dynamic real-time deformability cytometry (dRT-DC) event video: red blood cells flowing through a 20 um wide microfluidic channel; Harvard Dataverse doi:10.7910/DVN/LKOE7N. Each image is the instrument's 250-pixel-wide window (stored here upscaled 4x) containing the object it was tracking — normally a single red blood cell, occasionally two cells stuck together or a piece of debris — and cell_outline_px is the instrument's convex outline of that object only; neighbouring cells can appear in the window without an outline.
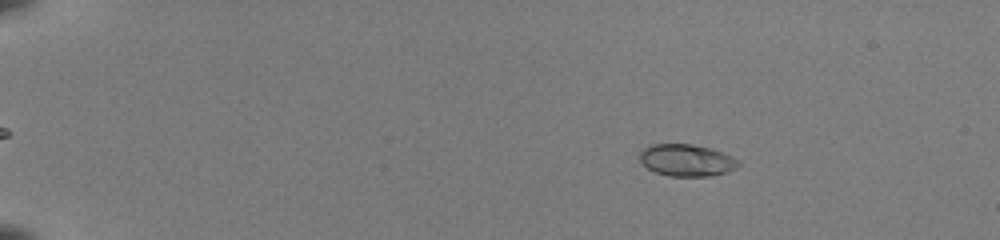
{"species": "common noctule bat (a hibernating species)", "species_latin": "Nyctalus noctula", "temperature_condition": "room temperature", "stored_images_in_passage": 51, "camera_frame_rate_fps": 3000, "um_per_image_px": 0.085, "animal": {"sex": "female", "body_mass_g": 22.0, "forearm_length_mm": 56.7}, "frame": {"image": 1, "passage_image": 8, "time_ms": 2.333, "image_size_px": [1000, 240], "cell_outline_px": [[740, 164], [736, 168], [728, 172], [712, 176], [668, 176], [656, 172], [648, 168], [640, 160], [640, 152], [648, 144], [692, 144], [712, 148], [724, 152], [740, 160]], "centroid_in_image_um": [58.41, 13.61], "position_along_channel_um": 26.6, "area_um2": 18.61}}
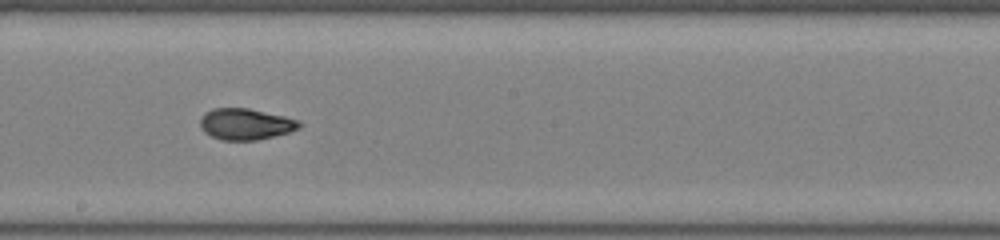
{"frame": {"image": 2, "passage_image": 31, "time_ms": 10.0, "image_size_px": [1000, 240], "cell_outline_px": [[300, 128], [288, 132], [256, 140], [224, 140], [212, 136], [204, 132], [200, 128], [200, 120], [204, 112], [212, 108], [248, 108], [284, 116], [300, 120]], "centroid_in_image_um": [20.85, 10.53], "position_along_channel_um": 227.4, "area_um2": 17.98}}
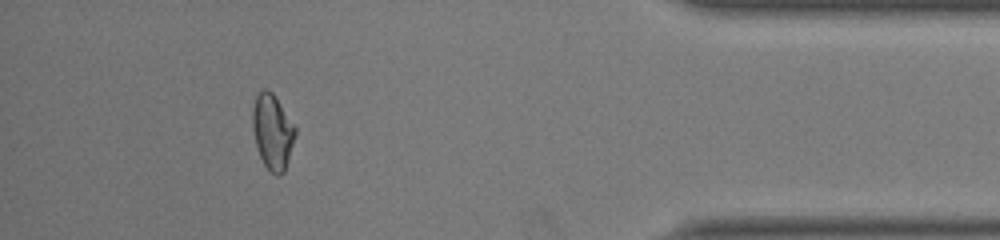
{"frame": {"image": 3, "passage_image": 47, "time_ms": 15.333, "image_size_px": [1000, 240], "cell_outline_px": [[296, 132], [288, 160], [284, 172], [280, 176], [276, 176], [264, 164], [260, 156], [256, 144], [252, 128], [252, 108], [256, 96], [264, 88], [268, 88], [272, 92], [296, 128]], "centroid_in_image_um": [23.15, 11.19], "position_along_channel_um": 412.1, "area_um2": 18.5}, "authors_computed_cell_mechanics": {"area_um2": 18.207, "velocity_mm_per_s": 4.1065, "shape_relaxation_time_tau1_ms": 9.2233, "shape_relaxation_time_tau2_ms": 0.9278, "deformation_change_tau1": 0.2619, "deformation_change_tau2": 0.0429}}